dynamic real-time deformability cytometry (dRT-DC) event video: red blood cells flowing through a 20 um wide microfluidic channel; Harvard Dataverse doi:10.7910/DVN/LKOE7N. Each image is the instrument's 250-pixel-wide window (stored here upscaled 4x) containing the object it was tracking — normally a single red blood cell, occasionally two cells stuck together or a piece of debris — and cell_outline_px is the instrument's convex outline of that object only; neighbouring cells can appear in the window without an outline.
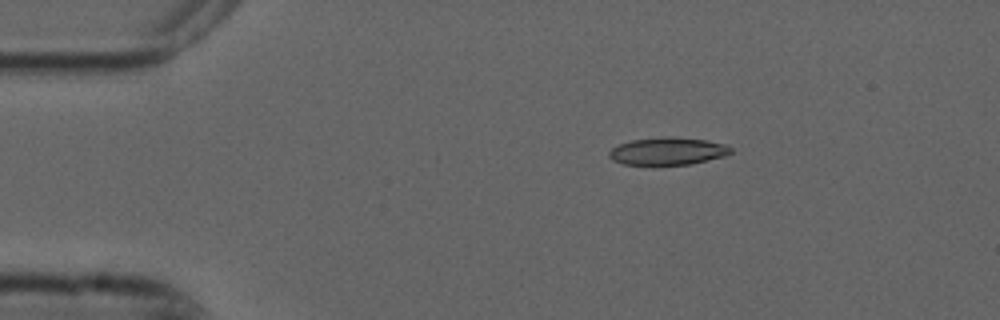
{"species": "common noctule bat (a hibernating species)", "species_latin": "Nyctalus noctula", "temperature_condition": "cold", "stored_images_in_passage": 5, "camera_frame_rate_fps": 3000, "um_per_image_px": 0.085, "animal": {"sex": "male", "forearm_length_mm": 52.5}, "frame": {"image": 1, "passage_image": 2, "time_ms": 0.333, "image_size_px": [1000, 320], "cell_outline_px": [[732, 152], [724, 156], [692, 164], [624, 164], [612, 160], [608, 156], [608, 152], [612, 148], [620, 144], [632, 140], [660, 136], [672, 136], [704, 140], [728, 144], [732, 148]], "centroid_in_image_um": [56.77, 12.83], "position_along_channel_um": 28.2, "area_um2": 19.54}}
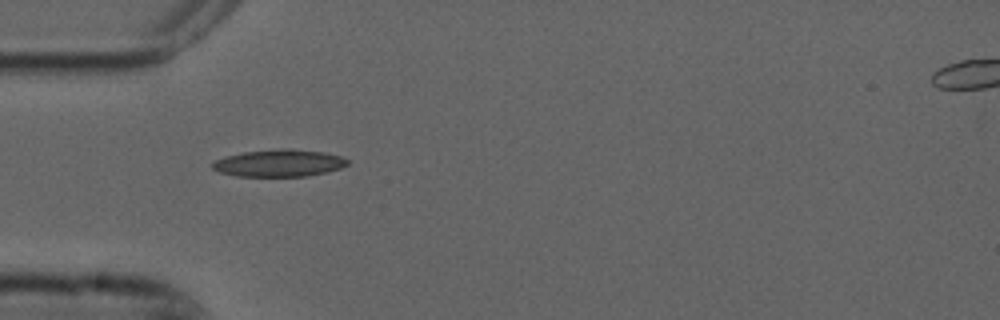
{"frame": {"image": 2, "passage_image": 4, "time_ms": 1.0, "image_size_px": [1000, 320], "cell_outline_px": [[348, 164], [340, 168], [328, 172], [308, 176], [236, 176], [220, 172], [212, 168], [212, 164], [216, 160], [224, 156], [244, 152], [280, 148], [292, 148], [324, 152], [340, 156], [348, 160]], "centroid_in_image_um": [23.73, 13.85], "position_along_channel_um": 61.3, "area_um2": 21.44}}
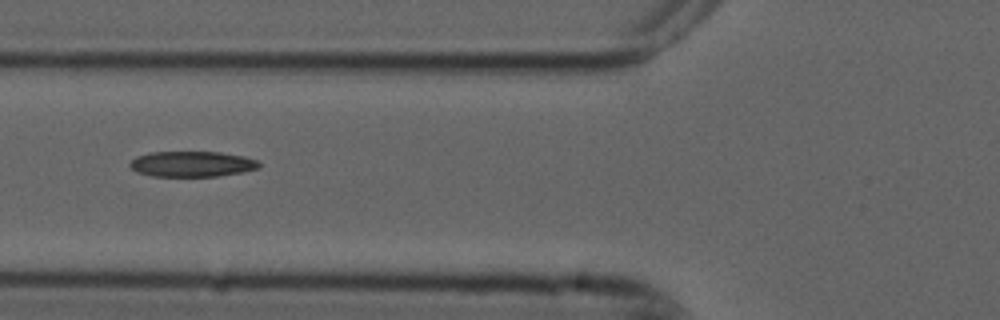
{"frame": {"image": 3, "passage_image": 5, "time_ms": 1.333, "image_size_px": [1000, 320], "cell_outline_px": [[260, 168], [244, 172], [216, 176], [152, 176], [136, 172], [128, 164], [136, 156], [148, 152], [220, 152], [244, 156], [256, 160], [260, 164]], "centroid_in_image_um": [16.31, 13.94], "position_along_channel_um": 109.5, "area_um2": 19.31}}